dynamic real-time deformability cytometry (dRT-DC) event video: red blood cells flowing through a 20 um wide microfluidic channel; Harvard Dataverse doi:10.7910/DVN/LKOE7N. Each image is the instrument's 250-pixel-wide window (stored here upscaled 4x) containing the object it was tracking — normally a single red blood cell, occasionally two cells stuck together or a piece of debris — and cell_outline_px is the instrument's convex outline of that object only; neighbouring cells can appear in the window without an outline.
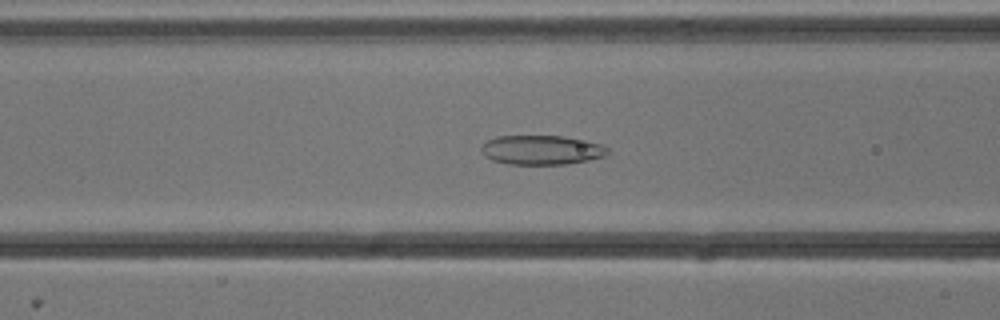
{"species": "common noctule bat (a hibernating species)", "species_latin": "Nyctalus noctula", "temperature_condition": "cold", "stored_images_in_passage": 54, "camera_frame_rate_fps": 3000, "um_per_image_px": 0.085, "animal": {"sex": "male", "body_mass_g": 13.3}, "frame": {"image": 1, "passage_image": 21, "time_ms": 6.667, "image_size_px": [1000, 320], "cell_outline_px": [[608, 152], [604, 156], [588, 160], [564, 164], [508, 164], [492, 160], [484, 156], [480, 148], [488, 140], [496, 136], [564, 136], [600, 144], [608, 148]], "centroid_in_image_um": [46.0, 12.75], "position_along_channel_um": 120.6, "area_um2": 21.44}}
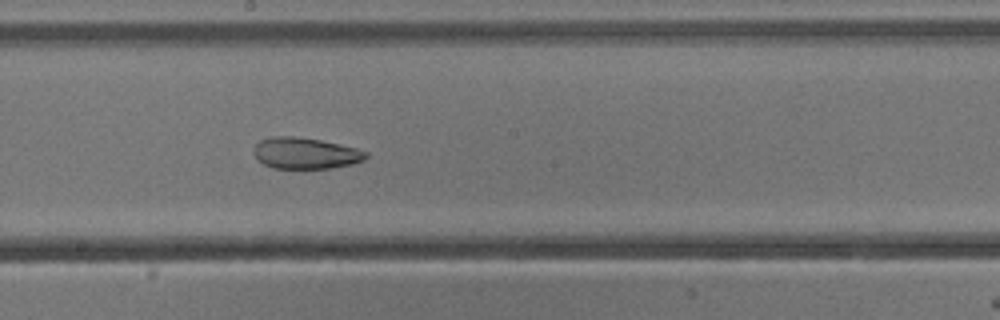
{"frame": {"image": 2, "passage_image": 29, "time_ms": 9.333, "image_size_px": [1000, 320], "cell_outline_px": [[368, 156], [364, 160], [352, 164], [332, 168], [272, 168], [256, 160], [252, 152], [256, 144], [260, 140], [272, 136], [292, 136], [320, 140], [340, 144], [356, 148], [368, 152]], "centroid_in_image_um": [25.94, 13.02], "position_along_channel_um": 222.3, "area_um2": 20.58}}
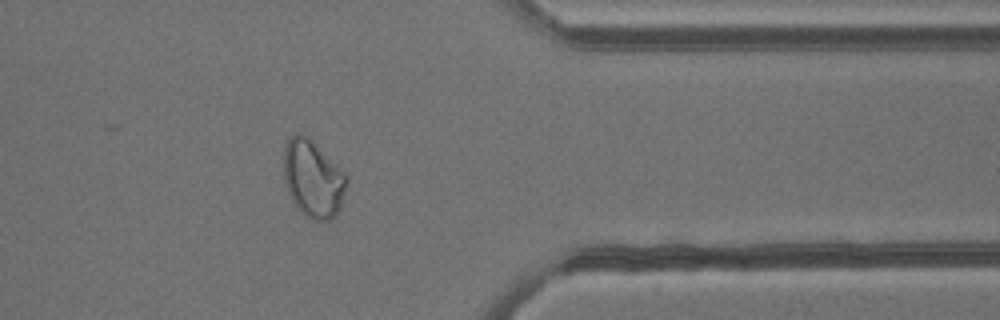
{"frame": {"image": 3, "passage_image": 43, "time_ms": 14.0, "image_size_px": [1000, 320], "cell_outline_px": [[344, 188], [340, 208], [336, 216], [328, 220], [312, 220], [304, 216], [296, 208], [288, 192], [284, 176], [284, 148], [288, 140], [296, 132], [300, 132], [312, 140], [344, 172]], "centroid_in_image_um": [26.56, 15.21], "position_along_channel_um": 384.8, "area_um2": 27.92}, "authors_computed_cell_mechanics": {"area_um2": 27.3972, "velocity_mm_per_s": 3.8132, "shape_relaxation_time_tau1_ms": null, "shape_relaxation_time_tau2_ms": 3.973, "deformation_change_tau1": null, "deformation_change_tau2": 0.0853}}